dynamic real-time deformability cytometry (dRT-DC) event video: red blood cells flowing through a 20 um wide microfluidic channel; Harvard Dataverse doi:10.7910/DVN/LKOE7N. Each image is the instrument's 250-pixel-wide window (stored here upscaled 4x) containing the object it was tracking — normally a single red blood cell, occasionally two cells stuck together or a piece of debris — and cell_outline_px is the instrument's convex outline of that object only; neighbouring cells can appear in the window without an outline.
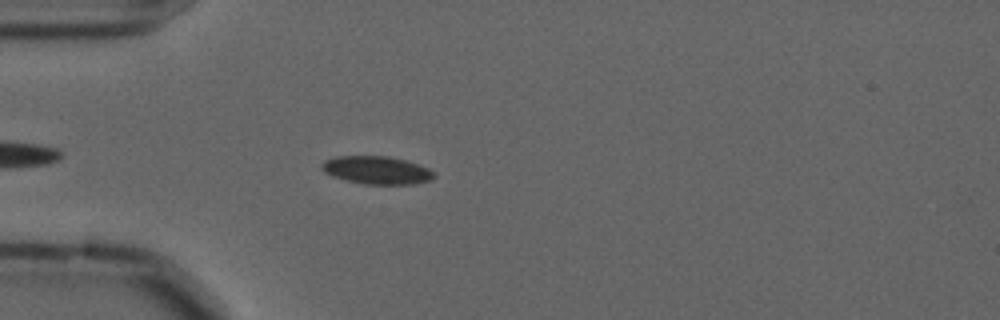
{"species": "common noctule bat (a hibernating species)", "species_latin": "Nyctalus noctula", "temperature_condition": "cold", "stored_images_in_passage": 46, "camera_frame_rate_fps": 3000, "um_per_image_px": 0.085, "animal": {"sex": "male", "forearm_length_mm": 52.5}, "frame": {"image": 1, "passage_image": 7, "time_ms": 2.0, "image_size_px": [1000, 320], "cell_outline_px": [[436, 176], [432, 180], [416, 184], [364, 184], [332, 176], [324, 172], [320, 164], [324, 160], [336, 156], [388, 156], [420, 164], [428, 168]], "centroid_in_image_um": [32.03, 14.46], "position_along_channel_um": 53.0, "area_um2": 18.32}}
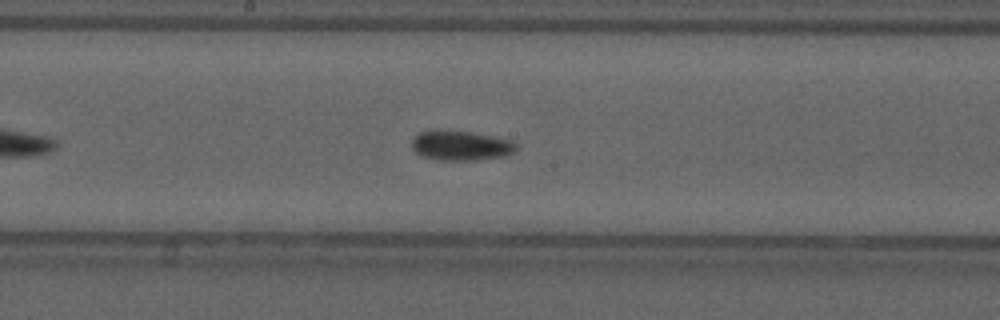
{"frame": {"image": 2, "passage_image": 21, "time_ms": 6.667, "image_size_px": [1000, 320], "cell_outline_px": [[516, 152], [504, 156], [472, 160], [440, 160], [424, 156], [416, 152], [412, 148], [412, 140], [420, 132], [432, 128], [440, 128], [468, 132], [492, 136], [512, 140], [516, 144]], "centroid_in_image_um": [39.15, 12.34], "position_along_channel_um": 209.1, "area_um2": 18.26}}
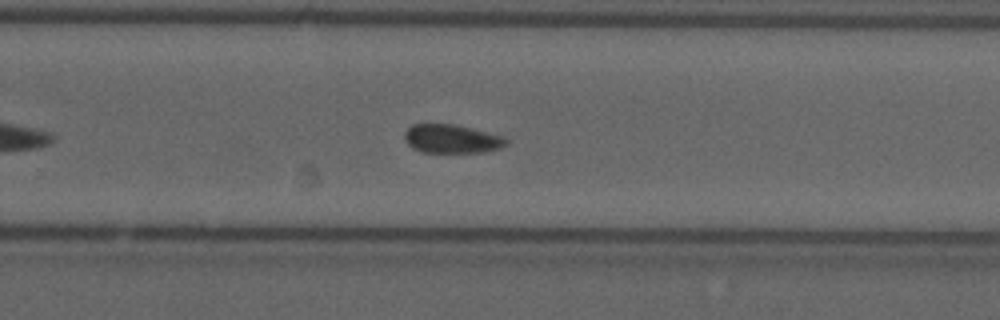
{"frame": {"image": 3, "passage_image": 28, "time_ms": 9.0, "image_size_px": [1000, 320], "cell_outline_px": [[508, 144], [500, 148], [484, 152], [420, 152], [412, 148], [408, 144], [404, 136], [404, 132], [412, 124], [456, 124], [504, 136], [508, 140]], "centroid_in_image_um": [38.41, 11.8], "position_along_channel_um": 291.4, "area_um2": 17.11}, "authors_computed_cell_mechanics": {"area_um2": 18.1203, "velocity_mm_per_s": 3.5471, "shape_relaxation_time_tau1_ms": null, "shape_relaxation_time_tau2_ms": 5.4869, "deformation_change_tau1": null, "deformation_change_tau2": 0.0793}}